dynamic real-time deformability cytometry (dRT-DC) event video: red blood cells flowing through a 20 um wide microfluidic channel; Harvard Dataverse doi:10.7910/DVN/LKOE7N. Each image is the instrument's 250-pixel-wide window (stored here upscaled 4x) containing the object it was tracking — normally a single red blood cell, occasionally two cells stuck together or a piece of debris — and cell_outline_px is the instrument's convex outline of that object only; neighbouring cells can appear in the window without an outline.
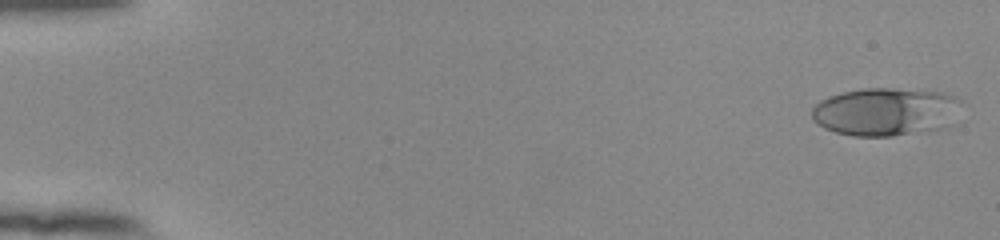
{"species": "human", "species_latin": "Homo sapiens", "temperature_condition": "room temperature", "stored_images_in_passage": 52, "camera_frame_rate_fps": 3000, "um_per_image_px": 0.085, "donor": {"sex": "female"}, "frame": {"image": 1, "passage_image": 1, "time_ms": 0.0, "image_size_px": [1000, 240], "cell_outline_px": [[960, 100], [952, 124], [948, 128], [892, 136], [852, 136], [836, 132], [824, 128], [812, 120], [812, 108], [820, 100], [828, 96], [844, 92], [864, 88], [892, 88], [944, 92], [956, 96]], "centroid_in_image_um": [75.28, 9.5], "position_along_channel_um": 9.7, "area_um2": 42.19}}
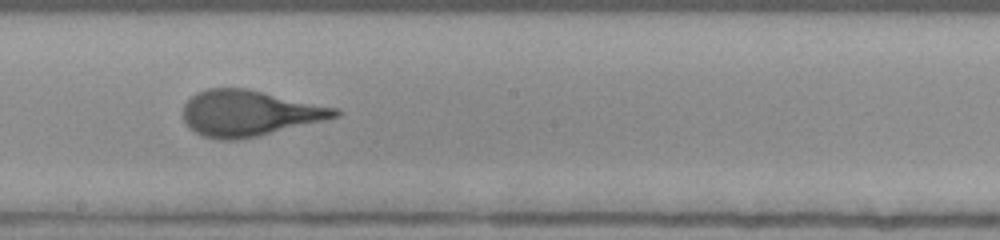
{"frame": {"image": 2, "passage_image": 30, "time_ms": 9.667, "image_size_px": [1000, 240], "cell_outline_px": [[344, 112], [340, 116], [324, 120], [256, 136], [236, 140], [224, 140], [200, 136], [184, 120], [184, 104], [196, 92], [208, 88], [244, 88], [340, 108]], "centroid_in_image_um": [21.21, 9.61], "position_along_channel_um": 227.0, "area_um2": 40.29}}
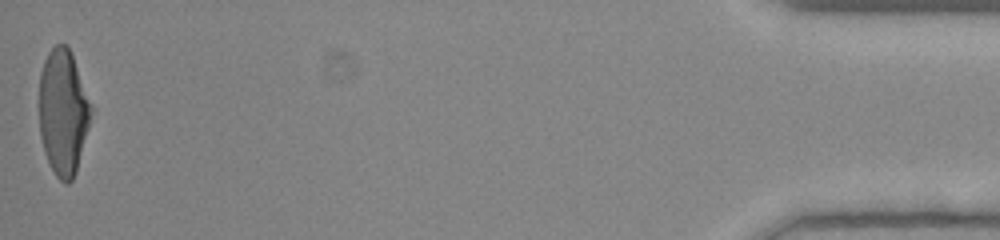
{"frame": {"image": 3, "passage_image": 52, "time_ms": 17.0, "image_size_px": [1000, 240], "cell_outline_px": [[92, 108], [88, 128], [76, 172], [72, 180], [68, 184], [64, 184], [56, 176], [44, 152], [40, 136], [40, 72], [44, 60], [48, 52], [56, 44], [64, 44], [68, 48], [72, 56], [92, 104]], "centroid_in_image_um": [5.36, 9.55], "position_along_channel_um": 429.8, "area_um2": 37.63}, "authors_computed_cell_mechanics": {"area_um2": 39.9687, "velocity_mm_per_s": 3.9612, "shape_relaxation_time_tau1_ms": 5.2686, "shape_relaxation_time_tau2_ms": null, "deformation_change_tau1": 0.2236, "deformation_change_tau2": null}}